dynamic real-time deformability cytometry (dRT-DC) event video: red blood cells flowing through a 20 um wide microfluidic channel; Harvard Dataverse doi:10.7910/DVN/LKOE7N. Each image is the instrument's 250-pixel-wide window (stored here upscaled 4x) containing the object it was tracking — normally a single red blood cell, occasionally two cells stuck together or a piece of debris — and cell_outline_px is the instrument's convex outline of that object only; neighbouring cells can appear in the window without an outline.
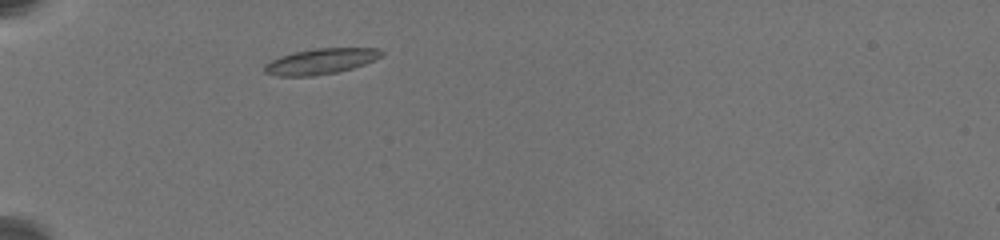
{"species": "common noctule bat (a hibernating species)", "species_latin": "Nyctalus noctula", "temperature_condition": "warm", "stored_images_in_passage": 53, "camera_frame_rate_fps": 3000, "um_per_image_px": 0.085, "animal": {"sex": "female", "body_mass_g": 19.5, "forearm_length_mm": 54.1}, "frame": {"image": 1, "passage_image": 1, "time_ms": 0.0, "image_size_px": [1000, 240], "cell_outline_px": [[384, 56], [364, 64], [352, 68], [336, 72], [312, 76], [276, 76], [264, 72], [264, 64], [280, 56], [292, 52], [312, 48], [380, 48], [384, 52]], "centroid_in_image_um": [27.27, 5.2], "position_along_channel_um": 57.7, "area_um2": 17.63}}
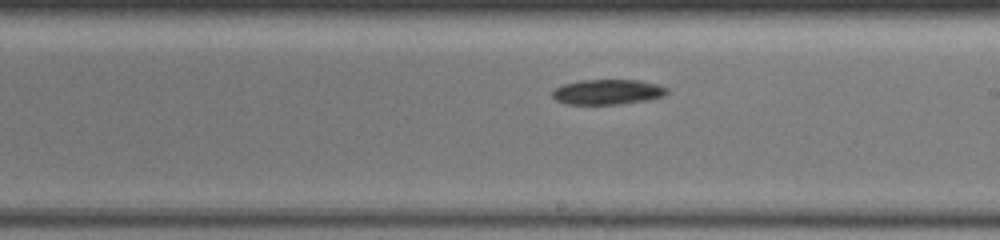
{"frame": {"image": 2, "passage_image": 24, "time_ms": 6.0, "image_size_px": [1000, 240], "cell_outline_px": [[668, 92], [664, 96], [648, 100], [620, 104], [564, 104], [556, 100], [552, 96], [552, 92], [556, 88], [564, 84], [580, 80], [640, 80], [660, 84], [668, 88]], "centroid_in_image_um": [51.68, 7.81], "position_along_channel_um": 237.3, "area_um2": 16.94}}
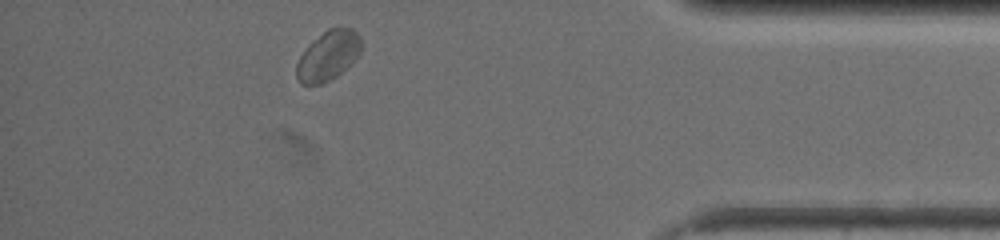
{"frame": {"image": 3, "passage_image": 46, "time_ms": 12.0, "image_size_px": [1000, 240], "cell_outline_px": [[360, 52], [352, 64], [336, 76], [320, 84], [300, 84], [296, 76], [296, 64], [300, 56], [308, 44], [312, 40], [328, 28], [352, 28], [360, 36]], "centroid_in_image_um": [27.87, 4.73], "position_along_channel_um": 407.3, "area_um2": 18.67}}